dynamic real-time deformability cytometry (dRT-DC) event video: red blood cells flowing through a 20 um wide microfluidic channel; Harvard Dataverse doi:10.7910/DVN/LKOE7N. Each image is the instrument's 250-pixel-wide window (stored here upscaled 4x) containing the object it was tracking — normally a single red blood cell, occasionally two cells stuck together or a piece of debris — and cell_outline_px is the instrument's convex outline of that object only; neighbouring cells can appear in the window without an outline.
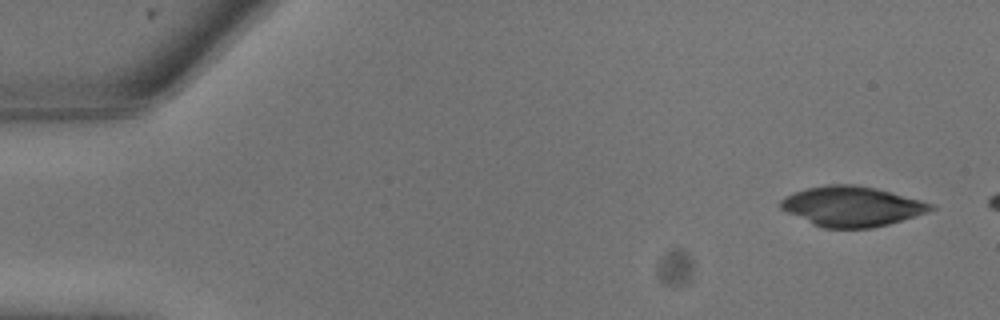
{"species": "common noctule bat (a hibernating species)", "species_latin": "Nyctalus noctula", "temperature_condition": "warm", "stored_images_in_passage": 10, "camera_frame_rate_fps": 3000, "um_per_image_px": 0.085, "animal": {"sex": "male", "body_mass_g": 13.3}, "frame": {"image": 1, "passage_image": 1, "time_ms": 0.0, "image_size_px": [1000, 320], "cell_outline_px": [[936, 208], [928, 212], [888, 224], [872, 228], [824, 228], [812, 224], [780, 208], [780, 200], [796, 192], [808, 188], [828, 184], [852, 184], [872, 188], [936, 204]], "centroid_in_image_um": [72.42, 17.55], "position_along_channel_um": 12.6, "area_um2": 34.45}}
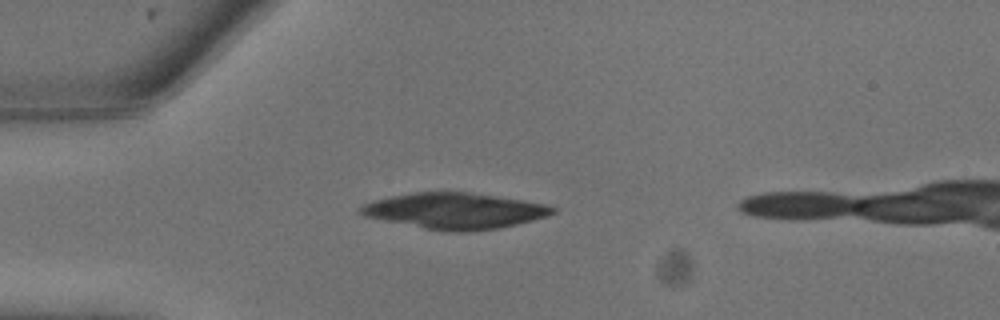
{"frame": {"image": 2, "passage_image": 6, "time_ms": 1.667, "image_size_px": [1000, 320], "cell_outline_px": [[556, 212], [548, 216], [516, 224], [496, 228], [464, 232], [452, 232], [424, 228], [364, 216], [356, 212], [356, 208], [372, 200], [412, 192], [468, 192], [520, 200], [544, 204], [556, 208]], "centroid_in_image_um": [38.6, 17.92], "position_along_channel_um": 46.4, "area_um2": 39.88}}